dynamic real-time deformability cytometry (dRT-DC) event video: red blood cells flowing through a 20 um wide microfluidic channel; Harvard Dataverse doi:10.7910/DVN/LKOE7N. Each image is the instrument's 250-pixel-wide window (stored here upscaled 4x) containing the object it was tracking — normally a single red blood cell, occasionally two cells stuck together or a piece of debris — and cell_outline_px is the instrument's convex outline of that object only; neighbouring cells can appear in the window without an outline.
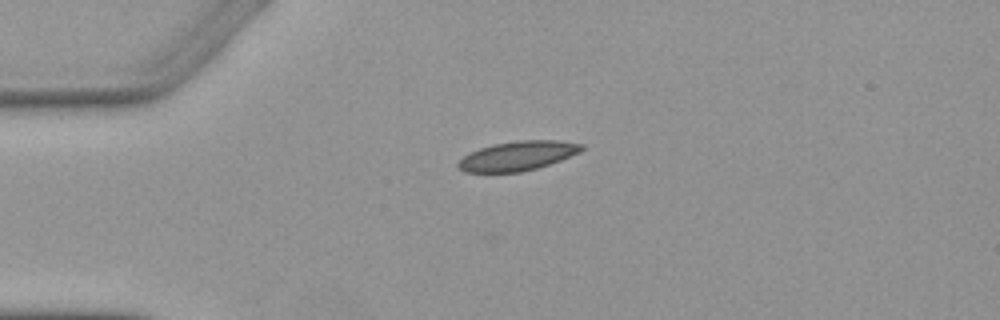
{"species": "Egyptian fruit bat (a non-hibernating species)", "species_latin": "Rousettus aegyptiacus", "temperature_condition": "warm", "stored_images_in_passage": 4, "camera_frame_rate_fps": 3000, "um_per_image_px": 0.085, "animal": {"sex": "female"}, "frame": {"image": 1, "passage_image": 1, "time_ms": 0.0, "image_size_px": [1000, 320], "cell_outline_px": [[584, 148], [580, 152], [560, 160], [536, 168], [520, 172], [464, 172], [456, 164], [464, 156], [480, 148], [492, 144], [520, 140], [556, 140], [584, 144]], "centroid_in_image_um": [44.01, 13.24], "position_along_channel_um": 41.0, "area_um2": 20.92}}
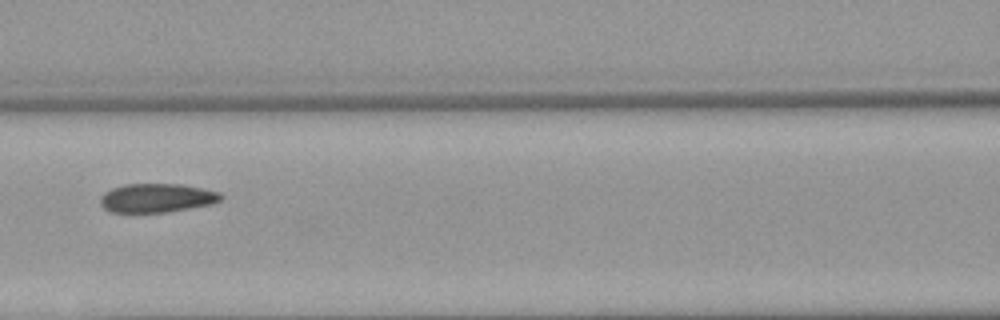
{"frame": {"image": 2, "passage_image": 4, "time_ms": 3.667, "image_size_px": [1000, 320], "cell_outline_px": [[224, 196], [220, 200], [212, 204], [164, 212], [136, 216], [128, 216], [108, 212], [100, 204], [100, 196], [104, 192], [112, 188], [124, 184], [180, 184], [204, 188], [220, 192]], "centroid_in_image_um": [13.23, 16.87], "position_along_channel_um": 153.4, "area_um2": 21.27}}